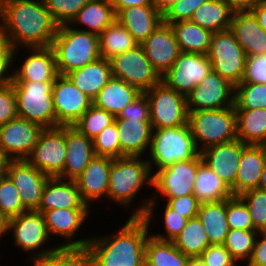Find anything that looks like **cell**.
I'll use <instances>...</instances> for the list:
<instances>
[{
    "mask_svg": "<svg viewBox=\"0 0 266 266\" xmlns=\"http://www.w3.org/2000/svg\"><path fill=\"white\" fill-rule=\"evenodd\" d=\"M58 27L42 0H4L0 5V35L17 52L51 46Z\"/></svg>",
    "mask_w": 266,
    "mask_h": 266,
    "instance_id": "1",
    "label": "cell"
},
{
    "mask_svg": "<svg viewBox=\"0 0 266 266\" xmlns=\"http://www.w3.org/2000/svg\"><path fill=\"white\" fill-rule=\"evenodd\" d=\"M116 233L92 234L93 266H145V243L150 235L142 217H129Z\"/></svg>",
    "mask_w": 266,
    "mask_h": 266,
    "instance_id": "2",
    "label": "cell"
},
{
    "mask_svg": "<svg viewBox=\"0 0 266 266\" xmlns=\"http://www.w3.org/2000/svg\"><path fill=\"white\" fill-rule=\"evenodd\" d=\"M201 162L202 159L199 154L193 159L176 162L153 171L152 188L155 190L152 191L153 194L150 198L144 199L136 206L130 213V217H142L150 226L159 217L158 211H156L159 196L164 197V199H172L193 194L194 182Z\"/></svg>",
    "mask_w": 266,
    "mask_h": 266,
    "instance_id": "3",
    "label": "cell"
},
{
    "mask_svg": "<svg viewBox=\"0 0 266 266\" xmlns=\"http://www.w3.org/2000/svg\"><path fill=\"white\" fill-rule=\"evenodd\" d=\"M152 180L146 157L114 158L110 166L107 200L122 208H130L144 187L152 188Z\"/></svg>",
    "mask_w": 266,
    "mask_h": 266,
    "instance_id": "4",
    "label": "cell"
},
{
    "mask_svg": "<svg viewBox=\"0 0 266 266\" xmlns=\"http://www.w3.org/2000/svg\"><path fill=\"white\" fill-rule=\"evenodd\" d=\"M58 74L66 75L99 59V35L60 25L52 41Z\"/></svg>",
    "mask_w": 266,
    "mask_h": 266,
    "instance_id": "5",
    "label": "cell"
},
{
    "mask_svg": "<svg viewBox=\"0 0 266 266\" xmlns=\"http://www.w3.org/2000/svg\"><path fill=\"white\" fill-rule=\"evenodd\" d=\"M148 154L150 157H147L149 158L147 162L153 175L155 169L159 170L176 162L193 159L200 152L187 123L180 127L152 129Z\"/></svg>",
    "mask_w": 266,
    "mask_h": 266,
    "instance_id": "6",
    "label": "cell"
},
{
    "mask_svg": "<svg viewBox=\"0 0 266 266\" xmlns=\"http://www.w3.org/2000/svg\"><path fill=\"white\" fill-rule=\"evenodd\" d=\"M188 112V124L199 152L237 139L235 107Z\"/></svg>",
    "mask_w": 266,
    "mask_h": 266,
    "instance_id": "7",
    "label": "cell"
},
{
    "mask_svg": "<svg viewBox=\"0 0 266 266\" xmlns=\"http://www.w3.org/2000/svg\"><path fill=\"white\" fill-rule=\"evenodd\" d=\"M53 83L12 81L18 117L43 128L59 127L52 99Z\"/></svg>",
    "mask_w": 266,
    "mask_h": 266,
    "instance_id": "8",
    "label": "cell"
},
{
    "mask_svg": "<svg viewBox=\"0 0 266 266\" xmlns=\"http://www.w3.org/2000/svg\"><path fill=\"white\" fill-rule=\"evenodd\" d=\"M12 233L13 245L30 253L31 257L48 255L55 250L57 244L49 246L50 235L45 224L43 213L27 210L7 220V234ZM45 246V247H43ZM49 246V247H48ZM32 255V256H31Z\"/></svg>",
    "mask_w": 266,
    "mask_h": 266,
    "instance_id": "9",
    "label": "cell"
},
{
    "mask_svg": "<svg viewBox=\"0 0 266 266\" xmlns=\"http://www.w3.org/2000/svg\"><path fill=\"white\" fill-rule=\"evenodd\" d=\"M143 93L149 102L152 129L180 127L188 123L186 97L163 81Z\"/></svg>",
    "mask_w": 266,
    "mask_h": 266,
    "instance_id": "10",
    "label": "cell"
},
{
    "mask_svg": "<svg viewBox=\"0 0 266 266\" xmlns=\"http://www.w3.org/2000/svg\"><path fill=\"white\" fill-rule=\"evenodd\" d=\"M207 56L213 71L234 86L241 83L247 56L230 29L212 34Z\"/></svg>",
    "mask_w": 266,
    "mask_h": 266,
    "instance_id": "11",
    "label": "cell"
},
{
    "mask_svg": "<svg viewBox=\"0 0 266 266\" xmlns=\"http://www.w3.org/2000/svg\"><path fill=\"white\" fill-rule=\"evenodd\" d=\"M112 77L137 87L142 93L162 81L140 44L110 59Z\"/></svg>",
    "mask_w": 266,
    "mask_h": 266,
    "instance_id": "12",
    "label": "cell"
},
{
    "mask_svg": "<svg viewBox=\"0 0 266 266\" xmlns=\"http://www.w3.org/2000/svg\"><path fill=\"white\" fill-rule=\"evenodd\" d=\"M26 160L49 177H58L66 160L65 126L44 128Z\"/></svg>",
    "mask_w": 266,
    "mask_h": 266,
    "instance_id": "13",
    "label": "cell"
},
{
    "mask_svg": "<svg viewBox=\"0 0 266 266\" xmlns=\"http://www.w3.org/2000/svg\"><path fill=\"white\" fill-rule=\"evenodd\" d=\"M188 111L225 109L235 105V86L211 70L186 96Z\"/></svg>",
    "mask_w": 266,
    "mask_h": 266,
    "instance_id": "14",
    "label": "cell"
},
{
    "mask_svg": "<svg viewBox=\"0 0 266 266\" xmlns=\"http://www.w3.org/2000/svg\"><path fill=\"white\" fill-rule=\"evenodd\" d=\"M43 127L16 117L0 125V152L7 160L26 159L38 142Z\"/></svg>",
    "mask_w": 266,
    "mask_h": 266,
    "instance_id": "15",
    "label": "cell"
},
{
    "mask_svg": "<svg viewBox=\"0 0 266 266\" xmlns=\"http://www.w3.org/2000/svg\"><path fill=\"white\" fill-rule=\"evenodd\" d=\"M211 70L207 55L181 52L174 65L162 75V81L186 97Z\"/></svg>",
    "mask_w": 266,
    "mask_h": 266,
    "instance_id": "16",
    "label": "cell"
},
{
    "mask_svg": "<svg viewBox=\"0 0 266 266\" xmlns=\"http://www.w3.org/2000/svg\"><path fill=\"white\" fill-rule=\"evenodd\" d=\"M57 123L72 126L90 108L93 101L77 88L67 75L58 74L52 87Z\"/></svg>",
    "mask_w": 266,
    "mask_h": 266,
    "instance_id": "17",
    "label": "cell"
},
{
    "mask_svg": "<svg viewBox=\"0 0 266 266\" xmlns=\"http://www.w3.org/2000/svg\"><path fill=\"white\" fill-rule=\"evenodd\" d=\"M5 174L16 186L24 207L27 210H37L45 184L50 177L32 166L26 159L7 160Z\"/></svg>",
    "mask_w": 266,
    "mask_h": 266,
    "instance_id": "18",
    "label": "cell"
},
{
    "mask_svg": "<svg viewBox=\"0 0 266 266\" xmlns=\"http://www.w3.org/2000/svg\"><path fill=\"white\" fill-rule=\"evenodd\" d=\"M247 144L240 139L210 146L200 151L202 162L231 189L235 185L239 161Z\"/></svg>",
    "mask_w": 266,
    "mask_h": 266,
    "instance_id": "19",
    "label": "cell"
},
{
    "mask_svg": "<svg viewBox=\"0 0 266 266\" xmlns=\"http://www.w3.org/2000/svg\"><path fill=\"white\" fill-rule=\"evenodd\" d=\"M146 57L162 76L181 53L170 24L162 22L141 44Z\"/></svg>",
    "mask_w": 266,
    "mask_h": 266,
    "instance_id": "20",
    "label": "cell"
},
{
    "mask_svg": "<svg viewBox=\"0 0 266 266\" xmlns=\"http://www.w3.org/2000/svg\"><path fill=\"white\" fill-rule=\"evenodd\" d=\"M91 209H53L43 213L48 233L55 238H63L61 244H84L91 237L77 239V232L84 226ZM85 221V222H84ZM57 236V237H56ZM76 238V239H74ZM72 239V240H71Z\"/></svg>",
    "mask_w": 266,
    "mask_h": 266,
    "instance_id": "21",
    "label": "cell"
},
{
    "mask_svg": "<svg viewBox=\"0 0 266 266\" xmlns=\"http://www.w3.org/2000/svg\"><path fill=\"white\" fill-rule=\"evenodd\" d=\"M28 51L25 60L13 70L12 81L54 82L58 75L51 46L23 48Z\"/></svg>",
    "mask_w": 266,
    "mask_h": 266,
    "instance_id": "22",
    "label": "cell"
},
{
    "mask_svg": "<svg viewBox=\"0 0 266 266\" xmlns=\"http://www.w3.org/2000/svg\"><path fill=\"white\" fill-rule=\"evenodd\" d=\"M65 144V166L58 177L76 181L95 156L93 140L81 134L73 126H65Z\"/></svg>",
    "mask_w": 266,
    "mask_h": 266,
    "instance_id": "23",
    "label": "cell"
},
{
    "mask_svg": "<svg viewBox=\"0 0 266 266\" xmlns=\"http://www.w3.org/2000/svg\"><path fill=\"white\" fill-rule=\"evenodd\" d=\"M111 163L112 158L94 156L76 180L81 198L90 208L95 202L107 199Z\"/></svg>",
    "mask_w": 266,
    "mask_h": 266,
    "instance_id": "24",
    "label": "cell"
},
{
    "mask_svg": "<svg viewBox=\"0 0 266 266\" xmlns=\"http://www.w3.org/2000/svg\"><path fill=\"white\" fill-rule=\"evenodd\" d=\"M120 142V157H147L151 144L150 119H115ZM147 153V155H146Z\"/></svg>",
    "mask_w": 266,
    "mask_h": 266,
    "instance_id": "25",
    "label": "cell"
},
{
    "mask_svg": "<svg viewBox=\"0 0 266 266\" xmlns=\"http://www.w3.org/2000/svg\"><path fill=\"white\" fill-rule=\"evenodd\" d=\"M53 209H91L81 198L75 180L50 177L44 187L37 211L44 213Z\"/></svg>",
    "mask_w": 266,
    "mask_h": 266,
    "instance_id": "26",
    "label": "cell"
},
{
    "mask_svg": "<svg viewBox=\"0 0 266 266\" xmlns=\"http://www.w3.org/2000/svg\"><path fill=\"white\" fill-rule=\"evenodd\" d=\"M230 30L247 57L266 54V31L250 11L234 12Z\"/></svg>",
    "mask_w": 266,
    "mask_h": 266,
    "instance_id": "27",
    "label": "cell"
},
{
    "mask_svg": "<svg viewBox=\"0 0 266 266\" xmlns=\"http://www.w3.org/2000/svg\"><path fill=\"white\" fill-rule=\"evenodd\" d=\"M266 162V145L247 144L241 154L235 185L231 188L234 196L259 186Z\"/></svg>",
    "mask_w": 266,
    "mask_h": 266,
    "instance_id": "28",
    "label": "cell"
},
{
    "mask_svg": "<svg viewBox=\"0 0 266 266\" xmlns=\"http://www.w3.org/2000/svg\"><path fill=\"white\" fill-rule=\"evenodd\" d=\"M116 19L141 44L163 22V15L154 5L133 6L122 9Z\"/></svg>",
    "mask_w": 266,
    "mask_h": 266,
    "instance_id": "29",
    "label": "cell"
},
{
    "mask_svg": "<svg viewBox=\"0 0 266 266\" xmlns=\"http://www.w3.org/2000/svg\"><path fill=\"white\" fill-rule=\"evenodd\" d=\"M141 94L142 92L137 87L122 79L112 77L92 101L96 107L117 117L127 105Z\"/></svg>",
    "mask_w": 266,
    "mask_h": 266,
    "instance_id": "30",
    "label": "cell"
},
{
    "mask_svg": "<svg viewBox=\"0 0 266 266\" xmlns=\"http://www.w3.org/2000/svg\"><path fill=\"white\" fill-rule=\"evenodd\" d=\"M74 85L92 100L112 78L110 60L100 57L84 67L66 74Z\"/></svg>",
    "mask_w": 266,
    "mask_h": 266,
    "instance_id": "31",
    "label": "cell"
},
{
    "mask_svg": "<svg viewBox=\"0 0 266 266\" xmlns=\"http://www.w3.org/2000/svg\"><path fill=\"white\" fill-rule=\"evenodd\" d=\"M115 19L116 14L111 0H90L68 25L72 28H76L78 24V26L83 25L84 28L76 29L100 35Z\"/></svg>",
    "mask_w": 266,
    "mask_h": 266,
    "instance_id": "32",
    "label": "cell"
},
{
    "mask_svg": "<svg viewBox=\"0 0 266 266\" xmlns=\"http://www.w3.org/2000/svg\"><path fill=\"white\" fill-rule=\"evenodd\" d=\"M193 195L200 204L221 202L233 196L231 189L203 162L198 166Z\"/></svg>",
    "mask_w": 266,
    "mask_h": 266,
    "instance_id": "33",
    "label": "cell"
},
{
    "mask_svg": "<svg viewBox=\"0 0 266 266\" xmlns=\"http://www.w3.org/2000/svg\"><path fill=\"white\" fill-rule=\"evenodd\" d=\"M197 218L207 232L210 245L224 243L230 230L227 222V200L200 204Z\"/></svg>",
    "mask_w": 266,
    "mask_h": 266,
    "instance_id": "34",
    "label": "cell"
},
{
    "mask_svg": "<svg viewBox=\"0 0 266 266\" xmlns=\"http://www.w3.org/2000/svg\"><path fill=\"white\" fill-rule=\"evenodd\" d=\"M237 138L245 144L266 145V109H235Z\"/></svg>",
    "mask_w": 266,
    "mask_h": 266,
    "instance_id": "35",
    "label": "cell"
},
{
    "mask_svg": "<svg viewBox=\"0 0 266 266\" xmlns=\"http://www.w3.org/2000/svg\"><path fill=\"white\" fill-rule=\"evenodd\" d=\"M233 13L223 0H207L195 10L190 21L216 33L230 29Z\"/></svg>",
    "mask_w": 266,
    "mask_h": 266,
    "instance_id": "36",
    "label": "cell"
},
{
    "mask_svg": "<svg viewBox=\"0 0 266 266\" xmlns=\"http://www.w3.org/2000/svg\"><path fill=\"white\" fill-rule=\"evenodd\" d=\"M181 52L207 55L212 32L190 20L170 23Z\"/></svg>",
    "mask_w": 266,
    "mask_h": 266,
    "instance_id": "37",
    "label": "cell"
},
{
    "mask_svg": "<svg viewBox=\"0 0 266 266\" xmlns=\"http://www.w3.org/2000/svg\"><path fill=\"white\" fill-rule=\"evenodd\" d=\"M136 45L138 43L133 36L117 19L99 35L100 56L107 60L134 48Z\"/></svg>",
    "mask_w": 266,
    "mask_h": 266,
    "instance_id": "38",
    "label": "cell"
},
{
    "mask_svg": "<svg viewBox=\"0 0 266 266\" xmlns=\"http://www.w3.org/2000/svg\"><path fill=\"white\" fill-rule=\"evenodd\" d=\"M189 256L178 250L172 241L149 235L145 243V266H187Z\"/></svg>",
    "mask_w": 266,
    "mask_h": 266,
    "instance_id": "39",
    "label": "cell"
},
{
    "mask_svg": "<svg viewBox=\"0 0 266 266\" xmlns=\"http://www.w3.org/2000/svg\"><path fill=\"white\" fill-rule=\"evenodd\" d=\"M172 242L189 257L200 256L210 245L207 232L197 216L187 220L185 227Z\"/></svg>",
    "mask_w": 266,
    "mask_h": 266,
    "instance_id": "40",
    "label": "cell"
},
{
    "mask_svg": "<svg viewBox=\"0 0 266 266\" xmlns=\"http://www.w3.org/2000/svg\"><path fill=\"white\" fill-rule=\"evenodd\" d=\"M257 235L256 230L230 229L223 245L237 263L243 260L246 264L252 255Z\"/></svg>",
    "mask_w": 266,
    "mask_h": 266,
    "instance_id": "41",
    "label": "cell"
},
{
    "mask_svg": "<svg viewBox=\"0 0 266 266\" xmlns=\"http://www.w3.org/2000/svg\"><path fill=\"white\" fill-rule=\"evenodd\" d=\"M114 120L112 114L92 104L72 126L81 134L93 139Z\"/></svg>",
    "mask_w": 266,
    "mask_h": 266,
    "instance_id": "42",
    "label": "cell"
},
{
    "mask_svg": "<svg viewBox=\"0 0 266 266\" xmlns=\"http://www.w3.org/2000/svg\"><path fill=\"white\" fill-rule=\"evenodd\" d=\"M235 109H266V84L239 83L235 86Z\"/></svg>",
    "mask_w": 266,
    "mask_h": 266,
    "instance_id": "43",
    "label": "cell"
},
{
    "mask_svg": "<svg viewBox=\"0 0 266 266\" xmlns=\"http://www.w3.org/2000/svg\"><path fill=\"white\" fill-rule=\"evenodd\" d=\"M27 211L14 183L4 173L0 176V213L6 220Z\"/></svg>",
    "mask_w": 266,
    "mask_h": 266,
    "instance_id": "44",
    "label": "cell"
},
{
    "mask_svg": "<svg viewBox=\"0 0 266 266\" xmlns=\"http://www.w3.org/2000/svg\"><path fill=\"white\" fill-rule=\"evenodd\" d=\"M248 207L256 231L266 230V191L250 189L239 195Z\"/></svg>",
    "mask_w": 266,
    "mask_h": 266,
    "instance_id": "45",
    "label": "cell"
},
{
    "mask_svg": "<svg viewBox=\"0 0 266 266\" xmlns=\"http://www.w3.org/2000/svg\"><path fill=\"white\" fill-rule=\"evenodd\" d=\"M92 140L95 156L112 159L120 157V142L115 120Z\"/></svg>",
    "mask_w": 266,
    "mask_h": 266,
    "instance_id": "46",
    "label": "cell"
},
{
    "mask_svg": "<svg viewBox=\"0 0 266 266\" xmlns=\"http://www.w3.org/2000/svg\"><path fill=\"white\" fill-rule=\"evenodd\" d=\"M90 0H42L55 22L66 25L76 16L78 11Z\"/></svg>",
    "mask_w": 266,
    "mask_h": 266,
    "instance_id": "47",
    "label": "cell"
},
{
    "mask_svg": "<svg viewBox=\"0 0 266 266\" xmlns=\"http://www.w3.org/2000/svg\"><path fill=\"white\" fill-rule=\"evenodd\" d=\"M61 266H93L90 242L84 244H60Z\"/></svg>",
    "mask_w": 266,
    "mask_h": 266,
    "instance_id": "48",
    "label": "cell"
},
{
    "mask_svg": "<svg viewBox=\"0 0 266 266\" xmlns=\"http://www.w3.org/2000/svg\"><path fill=\"white\" fill-rule=\"evenodd\" d=\"M227 222L230 229L255 230L248 207L239 196L227 199Z\"/></svg>",
    "mask_w": 266,
    "mask_h": 266,
    "instance_id": "49",
    "label": "cell"
},
{
    "mask_svg": "<svg viewBox=\"0 0 266 266\" xmlns=\"http://www.w3.org/2000/svg\"><path fill=\"white\" fill-rule=\"evenodd\" d=\"M164 211L162 215V220L165 234L164 233H153L151 232V236L163 240V241H173L175 237H177L181 230L185 227L187 218L179 215V213H176L172 209H170L167 205L164 206Z\"/></svg>",
    "mask_w": 266,
    "mask_h": 266,
    "instance_id": "50",
    "label": "cell"
},
{
    "mask_svg": "<svg viewBox=\"0 0 266 266\" xmlns=\"http://www.w3.org/2000/svg\"><path fill=\"white\" fill-rule=\"evenodd\" d=\"M17 55V50L13 48L12 44L0 35V87L12 83L13 66L17 61Z\"/></svg>",
    "mask_w": 266,
    "mask_h": 266,
    "instance_id": "51",
    "label": "cell"
},
{
    "mask_svg": "<svg viewBox=\"0 0 266 266\" xmlns=\"http://www.w3.org/2000/svg\"><path fill=\"white\" fill-rule=\"evenodd\" d=\"M207 0H179L163 15L166 24L190 20L195 10Z\"/></svg>",
    "mask_w": 266,
    "mask_h": 266,
    "instance_id": "52",
    "label": "cell"
},
{
    "mask_svg": "<svg viewBox=\"0 0 266 266\" xmlns=\"http://www.w3.org/2000/svg\"><path fill=\"white\" fill-rule=\"evenodd\" d=\"M241 83L266 84V54L246 57Z\"/></svg>",
    "mask_w": 266,
    "mask_h": 266,
    "instance_id": "53",
    "label": "cell"
},
{
    "mask_svg": "<svg viewBox=\"0 0 266 266\" xmlns=\"http://www.w3.org/2000/svg\"><path fill=\"white\" fill-rule=\"evenodd\" d=\"M199 257L206 263L207 266L239 265L223 244L209 245Z\"/></svg>",
    "mask_w": 266,
    "mask_h": 266,
    "instance_id": "54",
    "label": "cell"
},
{
    "mask_svg": "<svg viewBox=\"0 0 266 266\" xmlns=\"http://www.w3.org/2000/svg\"><path fill=\"white\" fill-rule=\"evenodd\" d=\"M18 117L12 83L0 87V125Z\"/></svg>",
    "mask_w": 266,
    "mask_h": 266,
    "instance_id": "55",
    "label": "cell"
},
{
    "mask_svg": "<svg viewBox=\"0 0 266 266\" xmlns=\"http://www.w3.org/2000/svg\"><path fill=\"white\" fill-rule=\"evenodd\" d=\"M165 200V204L179 215L187 219L197 216L200 203L193 194Z\"/></svg>",
    "mask_w": 266,
    "mask_h": 266,
    "instance_id": "56",
    "label": "cell"
},
{
    "mask_svg": "<svg viewBox=\"0 0 266 266\" xmlns=\"http://www.w3.org/2000/svg\"><path fill=\"white\" fill-rule=\"evenodd\" d=\"M149 102L144 93L127 105L115 119H150Z\"/></svg>",
    "mask_w": 266,
    "mask_h": 266,
    "instance_id": "57",
    "label": "cell"
},
{
    "mask_svg": "<svg viewBox=\"0 0 266 266\" xmlns=\"http://www.w3.org/2000/svg\"><path fill=\"white\" fill-rule=\"evenodd\" d=\"M246 266H266V230L258 232L255 245Z\"/></svg>",
    "mask_w": 266,
    "mask_h": 266,
    "instance_id": "58",
    "label": "cell"
},
{
    "mask_svg": "<svg viewBox=\"0 0 266 266\" xmlns=\"http://www.w3.org/2000/svg\"><path fill=\"white\" fill-rule=\"evenodd\" d=\"M32 266H61L60 263V243L55 247V250L48 255L31 257Z\"/></svg>",
    "mask_w": 266,
    "mask_h": 266,
    "instance_id": "59",
    "label": "cell"
},
{
    "mask_svg": "<svg viewBox=\"0 0 266 266\" xmlns=\"http://www.w3.org/2000/svg\"><path fill=\"white\" fill-rule=\"evenodd\" d=\"M234 12L250 11L263 0H223Z\"/></svg>",
    "mask_w": 266,
    "mask_h": 266,
    "instance_id": "60",
    "label": "cell"
},
{
    "mask_svg": "<svg viewBox=\"0 0 266 266\" xmlns=\"http://www.w3.org/2000/svg\"><path fill=\"white\" fill-rule=\"evenodd\" d=\"M111 2L116 15L127 7L153 5L152 0H111Z\"/></svg>",
    "mask_w": 266,
    "mask_h": 266,
    "instance_id": "61",
    "label": "cell"
},
{
    "mask_svg": "<svg viewBox=\"0 0 266 266\" xmlns=\"http://www.w3.org/2000/svg\"><path fill=\"white\" fill-rule=\"evenodd\" d=\"M250 12L254 15L259 25L266 31V0L260 1Z\"/></svg>",
    "mask_w": 266,
    "mask_h": 266,
    "instance_id": "62",
    "label": "cell"
},
{
    "mask_svg": "<svg viewBox=\"0 0 266 266\" xmlns=\"http://www.w3.org/2000/svg\"><path fill=\"white\" fill-rule=\"evenodd\" d=\"M179 0H152L156 9L164 15L166 11Z\"/></svg>",
    "mask_w": 266,
    "mask_h": 266,
    "instance_id": "63",
    "label": "cell"
},
{
    "mask_svg": "<svg viewBox=\"0 0 266 266\" xmlns=\"http://www.w3.org/2000/svg\"><path fill=\"white\" fill-rule=\"evenodd\" d=\"M187 266H207V265L199 256H195L188 258Z\"/></svg>",
    "mask_w": 266,
    "mask_h": 266,
    "instance_id": "64",
    "label": "cell"
},
{
    "mask_svg": "<svg viewBox=\"0 0 266 266\" xmlns=\"http://www.w3.org/2000/svg\"><path fill=\"white\" fill-rule=\"evenodd\" d=\"M4 235H7V220L5 217L0 213V238L4 237Z\"/></svg>",
    "mask_w": 266,
    "mask_h": 266,
    "instance_id": "65",
    "label": "cell"
},
{
    "mask_svg": "<svg viewBox=\"0 0 266 266\" xmlns=\"http://www.w3.org/2000/svg\"><path fill=\"white\" fill-rule=\"evenodd\" d=\"M258 189L266 191V162H265L264 167H263V172H262V175L260 178V183H259Z\"/></svg>",
    "mask_w": 266,
    "mask_h": 266,
    "instance_id": "66",
    "label": "cell"
},
{
    "mask_svg": "<svg viewBox=\"0 0 266 266\" xmlns=\"http://www.w3.org/2000/svg\"><path fill=\"white\" fill-rule=\"evenodd\" d=\"M7 159L0 152V176L5 173V164Z\"/></svg>",
    "mask_w": 266,
    "mask_h": 266,
    "instance_id": "67",
    "label": "cell"
}]
</instances>
